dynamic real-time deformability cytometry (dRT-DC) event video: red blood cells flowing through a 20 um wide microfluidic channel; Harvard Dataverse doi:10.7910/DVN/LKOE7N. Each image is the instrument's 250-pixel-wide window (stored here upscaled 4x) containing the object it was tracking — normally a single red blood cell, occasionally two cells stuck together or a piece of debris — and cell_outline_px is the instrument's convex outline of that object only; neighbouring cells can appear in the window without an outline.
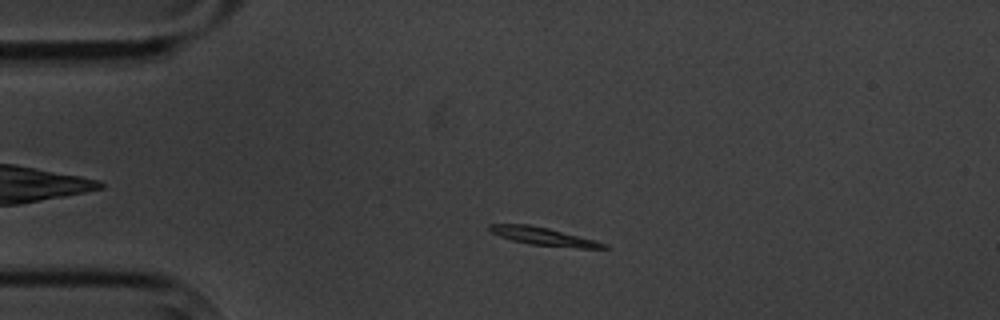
{"species": "common noctule bat (a hibernating species)", "species_latin": "Nyctalus noctula", "temperature_condition": "cold", "stored_images_in_passage": 3, "camera_frame_rate_fps": 3000, "um_per_image_px": 0.085, "animal": {"sex": "male", "body_mass_g": 20.1, "forearm_length_mm": 53.5}, "frame": {"image": 1, "passage_image": 2, "time_ms": 1.0, "image_size_px": [1000, 320], "cell_outline_px": [[612, 248], [580, 248], [532, 244], [512, 240], [500, 236], [492, 232], [488, 228], [488, 224], [528, 224], [548, 228], [596, 240], [608, 244]], "centroid_in_image_um": [46.25, 20.09], "position_along_channel_um": 38.8, "area_um2": 11.79}}